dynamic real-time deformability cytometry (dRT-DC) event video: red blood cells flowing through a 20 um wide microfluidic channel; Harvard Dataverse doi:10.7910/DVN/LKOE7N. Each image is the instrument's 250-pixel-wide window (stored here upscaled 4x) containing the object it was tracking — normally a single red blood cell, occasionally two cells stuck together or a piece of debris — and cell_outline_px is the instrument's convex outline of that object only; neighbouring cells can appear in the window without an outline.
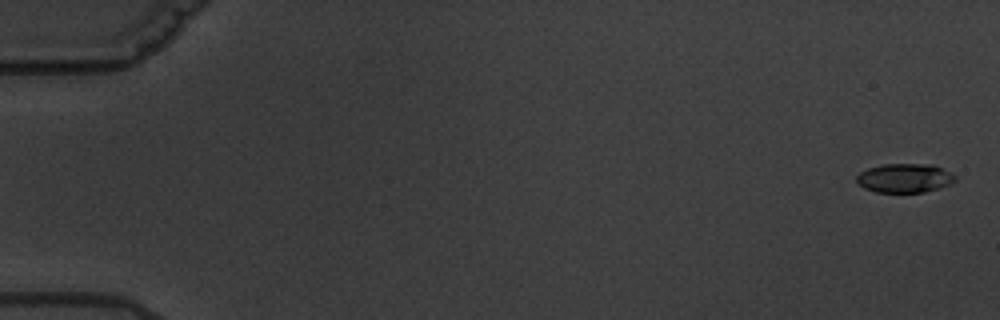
{"species": "common noctule bat (a hibernating species)", "species_latin": "Nyctalus noctula", "temperature_condition": "warm", "stored_images_in_passage": 6, "camera_frame_rate_fps": 3000, "um_per_image_px": 0.085, "animal": {"sex": "male", "body_mass_g": 19.5, "forearm_length_mm": 54.6}, "frame": {"image": 1, "passage_image": 1, "time_ms": 0.0, "image_size_px": [1000, 320], "cell_outline_px": [[956, 180], [952, 184], [924, 192], [876, 192], [864, 188], [856, 180], [856, 176], [860, 172], [868, 168], [884, 164], [932, 164], [956, 176]], "centroid_in_image_um": [76.89, 15.14], "position_along_channel_um": 8.1, "area_um2": 16.59}}
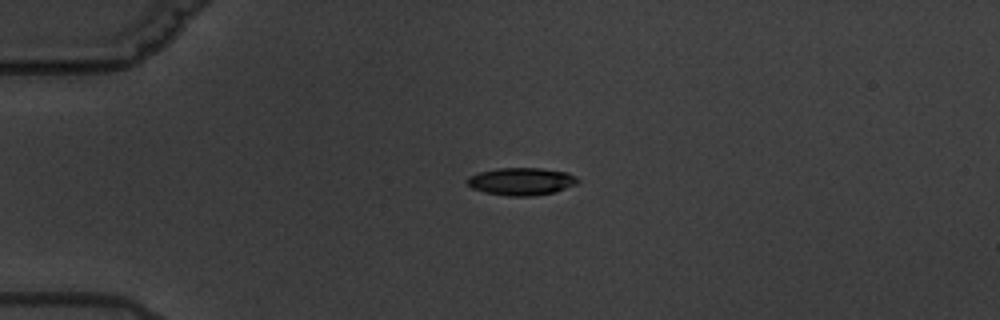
{"frame": {"image": 2, "passage_image": 5, "time_ms": 4.667, "image_size_px": [1000, 320], "cell_outline_px": [[580, 180], [576, 184], [552, 192], [532, 196], [508, 196], [484, 192], [472, 188], [464, 180], [468, 176], [480, 172], [496, 168], [540, 168], [568, 172], [576, 176]], "centroid_in_image_um": [44.29, 15.41], "position_along_channel_um": 40.7, "area_um2": 17.74}}